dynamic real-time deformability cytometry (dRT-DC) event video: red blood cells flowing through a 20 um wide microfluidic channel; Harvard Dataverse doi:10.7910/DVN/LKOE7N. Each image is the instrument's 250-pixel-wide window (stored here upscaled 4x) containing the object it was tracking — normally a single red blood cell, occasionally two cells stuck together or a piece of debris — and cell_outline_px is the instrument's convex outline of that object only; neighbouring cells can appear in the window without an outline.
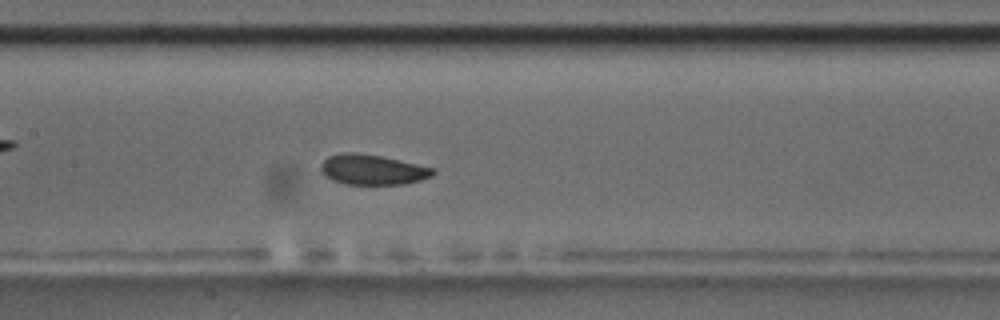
{"species": "common noctule bat (a hibernating species)", "species_latin": "Nyctalus noctula", "temperature_condition": "room temperature", "stored_images_in_passage": 51, "camera_frame_rate_fps": 3000, "um_per_image_px": 0.085, "animal": {"sex": "male", "body_mass_g": 17.5, "forearm_length_mm": 52.3}, "frame": {"image": 1, "passage_image": 22, "time_ms": 7.0, "image_size_px": [1000, 320], "cell_outline_px": [[436, 172], [432, 176], [420, 180], [404, 184], [344, 184], [332, 180], [324, 176], [320, 168], [320, 164], [328, 156], [344, 152], [352, 152], [380, 156], [436, 168]], "centroid_in_image_um": [31.65, 14.42], "position_along_channel_um": 175.7, "area_um2": 19.77}}
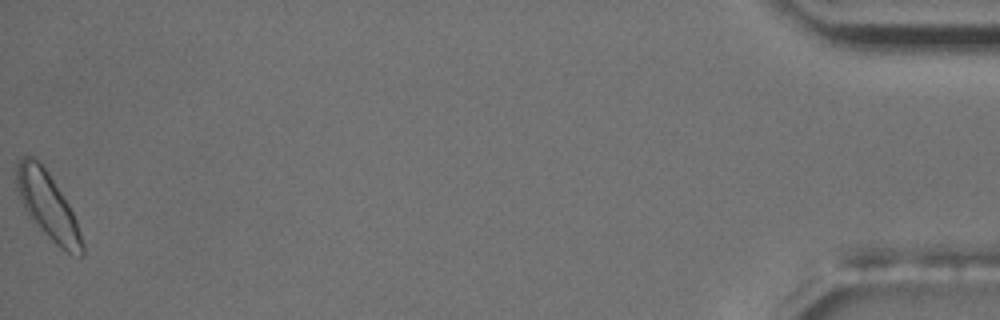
{"frame": {"image": 2, "passage_image": 51, "time_ms": 16.667, "image_size_px": [1000, 320], "cell_outline_px": [[84, 256], [80, 256], [68, 252], [60, 248], [40, 228], [24, 208], [16, 188], [16, 160], [24, 156], [36, 156], [48, 172], [68, 204], [76, 220], [84, 244]], "centroid_in_image_um": [4.04, 17.43], "position_along_channel_um": 431.2, "area_um2": 25.2}, "authors_computed_cell_mechanics": {"area_um2": 20.1722, "velocity_mm_per_s": 3.6412, "shape_relaxation_time_tau1_ms": 2.5286, "shape_relaxation_time_tau2_ms": 2.1831, "deformation_change_tau1": 0.0575, "deformation_change_tau2": 0.0519}}